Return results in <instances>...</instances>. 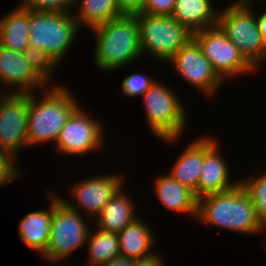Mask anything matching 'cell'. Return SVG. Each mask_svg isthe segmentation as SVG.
Segmentation results:
<instances>
[{
	"mask_svg": "<svg viewBox=\"0 0 266 266\" xmlns=\"http://www.w3.org/2000/svg\"><path fill=\"white\" fill-rule=\"evenodd\" d=\"M196 219L244 234H256L264 230L253 203L240 183L224 192L199 197Z\"/></svg>",
	"mask_w": 266,
	"mask_h": 266,
	"instance_id": "6da1fadb",
	"label": "cell"
},
{
	"mask_svg": "<svg viewBox=\"0 0 266 266\" xmlns=\"http://www.w3.org/2000/svg\"><path fill=\"white\" fill-rule=\"evenodd\" d=\"M97 36L95 64L113 71L136 61L142 55L137 15H121L92 28Z\"/></svg>",
	"mask_w": 266,
	"mask_h": 266,
	"instance_id": "7a4b0ae2",
	"label": "cell"
},
{
	"mask_svg": "<svg viewBox=\"0 0 266 266\" xmlns=\"http://www.w3.org/2000/svg\"><path fill=\"white\" fill-rule=\"evenodd\" d=\"M48 89V90H47ZM41 101L37 102L35 94L30 92V107L27 121L28 145L56 141L63 126L71 114L79 107L75 97L67 87H47ZM34 94V96H33Z\"/></svg>",
	"mask_w": 266,
	"mask_h": 266,
	"instance_id": "3957f363",
	"label": "cell"
},
{
	"mask_svg": "<svg viewBox=\"0 0 266 266\" xmlns=\"http://www.w3.org/2000/svg\"><path fill=\"white\" fill-rule=\"evenodd\" d=\"M78 28L72 11L29 10V45L45 51L56 63L72 46Z\"/></svg>",
	"mask_w": 266,
	"mask_h": 266,
	"instance_id": "277c9868",
	"label": "cell"
},
{
	"mask_svg": "<svg viewBox=\"0 0 266 266\" xmlns=\"http://www.w3.org/2000/svg\"><path fill=\"white\" fill-rule=\"evenodd\" d=\"M252 11L250 4L231 3L219 12L217 25L256 70L266 61V43Z\"/></svg>",
	"mask_w": 266,
	"mask_h": 266,
	"instance_id": "5b68a950",
	"label": "cell"
},
{
	"mask_svg": "<svg viewBox=\"0 0 266 266\" xmlns=\"http://www.w3.org/2000/svg\"><path fill=\"white\" fill-rule=\"evenodd\" d=\"M171 89L155 80L142 95L146 118L156 136L166 142H175L185 129L184 106Z\"/></svg>",
	"mask_w": 266,
	"mask_h": 266,
	"instance_id": "8992f818",
	"label": "cell"
},
{
	"mask_svg": "<svg viewBox=\"0 0 266 266\" xmlns=\"http://www.w3.org/2000/svg\"><path fill=\"white\" fill-rule=\"evenodd\" d=\"M142 55L147 51L159 61L168 62L191 39V34L172 16L137 15Z\"/></svg>",
	"mask_w": 266,
	"mask_h": 266,
	"instance_id": "52a82bcc",
	"label": "cell"
},
{
	"mask_svg": "<svg viewBox=\"0 0 266 266\" xmlns=\"http://www.w3.org/2000/svg\"><path fill=\"white\" fill-rule=\"evenodd\" d=\"M80 211L71 209L60 197L54 195V213L46 251L41 255L53 263L67 258L87 242L91 229Z\"/></svg>",
	"mask_w": 266,
	"mask_h": 266,
	"instance_id": "ba28073f",
	"label": "cell"
},
{
	"mask_svg": "<svg viewBox=\"0 0 266 266\" xmlns=\"http://www.w3.org/2000/svg\"><path fill=\"white\" fill-rule=\"evenodd\" d=\"M193 38L222 80L226 76L236 77L254 71L255 68L218 25L194 33Z\"/></svg>",
	"mask_w": 266,
	"mask_h": 266,
	"instance_id": "9c48e42d",
	"label": "cell"
},
{
	"mask_svg": "<svg viewBox=\"0 0 266 266\" xmlns=\"http://www.w3.org/2000/svg\"><path fill=\"white\" fill-rule=\"evenodd\" d=\"M0 94V148L17 157L19 147L27 145L30 93Z\"/></svg>",
	"mask_w": 266,
	"mask_h": 266,
	"instance_id": "30bf717a",
	"label": "cell"
},
{
	"mask_svg": "<svg viewBox=\"0 0 266 266\" xmlns=\"http://www.w3.org/2000/svg\"><path fill=\"white\" fill-rule=\"evenodd\" d=\"M103 126L78 107L68 118L56 139L58 153L83 155L103 146Z\"/></svg>",
	"mask_w": 266,
	"mask_h": 266,
	"instance_id": "8fae6325",
	"label": "cell"
},
{
	"mask_svg": "<svg viewBox=\"0 0 266 266\" xmlns=\"http://www.w3.org/2000/svg\"><path fill=\"white\" fill-rule=\"evenodd\" d=\"M169 62H172L177 74L179 73L187 83L208 96L215 93L223 81L194 38H191Z\"/></svg>",
	"mask_w": 266,
	"mask_h": 266,
	"instance_id": "7c38bea8",
	"label": "cell"
},
{
	"mask_svg": "<svg viewBox=\"0 0 266 266\" xmlns=\"http://www.w3.org/2000/svg\"><path fill=\"white\" fill-rule=\"evenodd\" d=\"M121 175L96 176L78 182L71 188V196H73L78 205L75 206L71 201L61 198L71 209L79 212V208H83V212L88 217L96 218L103 207L108 203L112 196L123 186V177Z\"/></svg>",
	"mask_w": 266,
	"mask_h": 266,
	"instance_id": "4fadbf2b",
	"label": "cell"
},
{
	"mask_svg": "<svg viewBox=\"0 0 266 266\" xmlns=\"http://www.w3.org/2000/svg\"><path fill=\"white\" fill-rule=\"evenodd\" d=\"M218 143L213 137H204V163L198 180V198L220 193L235 187L239 181L230 182L229 170L224 157L219 153Z\"/></svg>",
	"mask_w": 266,
	"mask_h": 266,
	"instance_id": "5bb4252c",
	"label": "cell"
},
{
	"mask_svg": "<svg viewBox=\"0 0 266 266\" xmlns=\"http://www.w3.org/2000/svg\"><path fill=\"white\" fill-rule=\"evenodd\" d=\"M0 83L16 86L13 93H30L47 83L35 72L21 52L8 50L0 45ZM34 87V88H33ZM30 90V91H29Z\"/></svg>",
	"mask_w": 266,
	"mask_h": 266,
	"instance_id": "9a60e30c",
	"label": "cell"
},
{
	"mask_svg": "<svg viewBox=\"0 0 266 266\" xmlns=\"http://www.w3.org/2000/svg\"><path fill=\"white\" fill-rule=\"evenodd\" d=\"M212 0H176L172 17L191 34L217 25L219 12Z\"/></svg>",
	"mask_w": 266,
	"mask_h": 266,
	"instance_id": "2e32d148",
	"label": "cell"
},
{
	"mask_svg": "<svg viewBox=\"0 0 266 266\" xmlns=\"http://www.w3.org/2000/svg\"><path fill=\"white\" fill-rule=\"evenodd\" d=\"M155 184L156 194L166 208L196 218L198 198L192 190L180 184L169 174L157 178Z\"/></svg>",
	"mask_w": 266,
	"mask_h": 266,
	"instance_id": "e0dca14e",
	"label": "cell"
},
{
	"mask_svg": "<svg viewBox=\"0 0 266 266\" xmlns=\"http://www.w3.org/2000/svg\"><path fill=\"white\" fill-rule=\"evenodd\" d=\"M50 210H37L28 213L19 223V236L22 242L41 255L46 251L50 237V226L54 213V194L51 195Z\"/></svg>",
	"mask_w": 266,
	"mask_h": 266,
	"instance_id": "ac0fdd59",
	"label": "cell"
},
{
	"mask_svg": "<svg viewBox=\"0 0 266 266\" xmlns=\"http://www.w3.org/2000/svg\"><path fill=\"white\" fill-rule=\"evenodd\" d=\"M204 163V137L190 143L169 175L192 190L198 198V180Z\"/></svg>",
	"mask_w": 266,
	"mask_h": 266,
	"instance_id": "d6986e66",
	"label": "cell"
},
{
	"mask_svg": "<svg viewBox=\"0 0 266 266\" xmlns=\"http://www.w3.org/2000/svg\"><path fill=\"white\" fill-rule=\"evenodd\" d=\"M121 189L122 187L118 189L96 217L98 229L118 234L138 218L134 213V203Z\"/></svg>",
	"mask_w": 266,
	"mask_h": 266,
	"instance_id": "ffe728a7",
	"label": "cell"
},
{
	"mask_svg": "<svg viewBox=\"0 0 266 266\" xmlns=\"http://www.w3.org/2000/svg\"><path fill=\"white\" fill-rule=\"evenodd\" d=\"M29 10L18 6L0 19V45L23 53L29 45Z\"/></svg>",
	"mask_w": 266,
	"mask_h": 266,
	"instance_id": "44dd1931",
	"label": "cell"
},
{
	"mask_svg": "<svg viewBox=\"0 0 266 266\" xmlns=\"http://www.w3.org/2000/svg\"><path fill=\"white\" fill-rule=\"evenodd\" d=\"M117 235L120 256L135 260L153 254L150 247L154 244V236L148 225L142 222L139 217Z\"/></svg>",
	"mask_w": 266,
	"mask_h": 266,
	"instance_id": "7402d4cb",
	"label": "cell"
},
{
	"mask_svg": "<svg viewBox=\"0 0 266 266\" xmlns=\"http://www.w3.org/2000/svg\"><path fill=\"white\" fill-rule=\"evenodd\" d=\"M77 4L79 11L72 15L79 27L86 25L92 29L121 16L116 0H77L74 5Z\"/></svg>",
	"mask_w": 266,
	"mask_h": 266,
	"instance_id": "603a6c76",
	"label": "cell"
},
{
	"mask_svg": "<svg viewBox=\"0 0 266 266\" xmlns=\"http://www.w3.org/2000/svg\"><path fill=\"white\" fill-rule=\"evenodd\" d=\"M94 233H90L87 238L86 244L88 243L90 262L89 265L86 264L85 266H102L120 256L119 239L116 233L105 232L100 229H96Z\"/></svg>",
	"mask_w": 266,
	"mask_h": 266,
	"instance_id": "cb8c5ba5",
	"label": "cell"
},
{
	"mask_svg": "<svg viewBox=\"0 0 266 266\" xmlns=\"http://www.w3.org/2000/svg\"><path fill=\"white\" fill-rule=\"evenodd\" d=\"M240 185L248 194L256 210V216L260 225L266 231V174L261 176H252L240 180Z\"/></svg>",
	"mask_w": 266,
	"mask_h": 266,
	"instance_id": "d4e9b609",
	"label": "cell"
},
{
	"mask_svg": "<svg viewBox=\"0 0 266 266\" xmlns=\"http://www.w3.org/2000/svg\"><path fill=\"white\" fill-rule=\"evenodd\" d=\"M25 59L46 82L51 79L57 64L45 51L28 46L23 52Z\"/></svg>",
	"mask_w": 266,
	"mask_h": 266,
	"instance_id": "484cf974",
	"label": "cell"
},
{
	"mask_svg": "<svg viewBox=\"0 0 266 266\" xmlns=\"http://www.w3.org/2000/svg\"><path fill=\"white\" fill-rule=\"evenodd\" d=\"M154 81V79H149L143 74L134 73L122 81V91L129 97L141 96L150 88Z\"/></svg>",
	"mask_w": 266,
	"mask_h": 266,
	"instance_id": "4316f807",
	"label": "cell"
},
{
	"mask_svg": "<svg viewBox=\"0 0 266 266\" xmlns=\"http://www.w3.org/2000/svg\"><path fill=\"white\" fill-rule=\"evenodd\" d=\"M16 159L7 150L0 148V186L6 185L20 176L19 170L14 164Z\"/></svg>",
	"mask_w": 266,
	"mask_h": 266,
	"instance_id": "83f0119b",
	"label": "cell"
},
{
	"mask_svg": "<svg viewBox=\"0 0 266 266\" xmlns=\"http://www.w3.org/2000/svg\"><path fill=\"white\" fill-rule=\"evenodd\" d=\"M20 6L32 11L63 12L71 11L66 0H22Z\"/></svg>",
	"mask_w": 266,
	"mask_h": 266,
	"instance_id": "f1b7e54d",
	"label": "cell"
},
{
	"mask_svg": "<svg viewBox=\"0 0 266 266\" xmlns=\"http://www.w3.org/2000/svg\"><path fill=\"white\" fill-rule=\"evenodd\" d=\"M176 0H146L142 14L171 16Z\"/></svg>",
	"mask_w": 266,
	"mask_h": 266,
	"instance_id": "f546056e",
	"label": "cell"
},
{
	"mask_svg": "<svg viewBox=\"0 0 266 266\" xmlns=\"http://www.w3.org/2000/svg\"><path fill=\"white\" fill-rule=\"evenodd\" d=\"M121 15H139L144 10L146 0H116Z\"/></svg>",
	"mask_w": 266,
	"mask_h": 266,
	"instance_id": "4dcf8cb0",
	"label": "cell"
},
{
	"mask_svg": "<svg viewBox=\"0 0 266 266\" xmlns=\"http://www.w3.org/2000/svg\"><path fill=\"white\" fill-rule=\"evenodd\" d=\"M161 259L162 257L153 253L147 257L135 259V266H164Z\"/></svg>",
	"mask_w": 266,
	"mask_h": 266,
	"instance_id": "1f68e13d",
	"label": "cell"
},
{
	"mask_svg": "<svg viewBox=\"0 0 266 266\" xmlns=\"http://www.w3.org/2000/svg\"><path fill=\"white\" fill-rule=\"evenodd\" d=\"M102 266H135V260L132 258L118 256Z\"/></svg>",
	"mask_w": 266,
	"mask_h": 266,
	"instance_id": "d6a6232c",
	"label": "cell"
},
{
	"mask_svg": "<svg viewBox=\"0 0 266 266\" xmlns=\"http://www.w3.org/2000/svg\"><path fill=\"white\" fill-rule=\"evenodd\" d=\"M256 19L258 22L260 33L262 34V37L266 43V11L256 17Z\"/></svg>",
	"mask_w": 266,
	"mask_h": 266,
	"instance_id": "836d02e7",
	"label": "cell"
},
{
	"mask_svg": "<svg viewBox=\"0 0 266 266\" xmlns=\"http://www.w3.org/2000/svg\"><path fill=\"white\" fill-rule=\"evenodd\" d=\"M257 1V0H256ZM252 2H255V0H237L234 2L235 4H250Z\"/></svg>",
	"mask_w": 266,
	"mask_h": 266,
	"instance_id": "e575fe53",
	"label": "cell"
},
{
	"mask_svg": "<svg viewBox=\"0 0 266 266\" xmlns=\"http://www.w3.org/2000/svg\"><path fill=\"white\" fill-rule=\"evenodd\" d=\"M77 0H66V5L71 8L73 7L74 8V3L76 2Z\"/></svg>",
	"mask_w": 266,
	"mask_h": 266,
	"instance_id": "d590c367",
	"label": "cell"
}]
</instances>
